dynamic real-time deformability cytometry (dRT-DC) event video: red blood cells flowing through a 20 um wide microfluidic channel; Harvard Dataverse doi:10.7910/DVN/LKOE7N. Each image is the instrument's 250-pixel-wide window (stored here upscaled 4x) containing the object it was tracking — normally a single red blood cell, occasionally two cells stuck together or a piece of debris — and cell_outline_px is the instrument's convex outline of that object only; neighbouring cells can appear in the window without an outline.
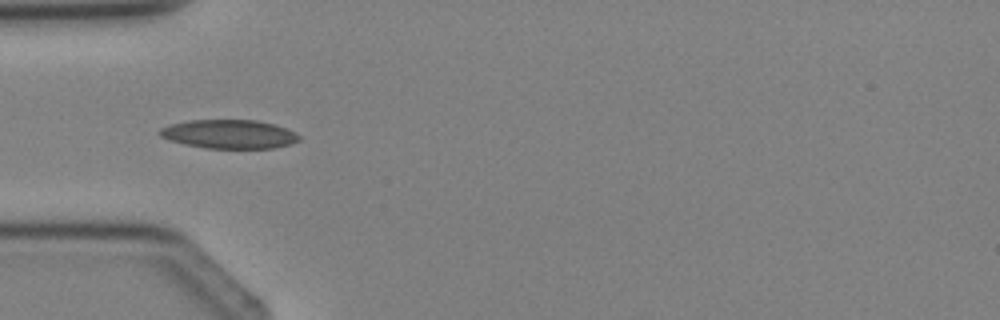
{"species": "Egyptian fruit bat (a non-hibernating species)", "species_latin": "Rousettus aegyptiacus", "temperature_condition": "cold", "stored_images_in_passage": 3, "camera_frame_rate_fps": 3000, "um_per_image_px": 0.085, "animal": {"sex": "female"}, "frame": {"image": 1, "passage_image": 3, "time_ms": 2.333, "image_size_px": [1000, 320], "cell_outline_px": [[300, 140], [292, 144], [272, 148], [204, 148], [184, 144], [168, 140], [160, 136], [160, 128], [168, 124], [188, 120], [256, 120], [276, 124], [300, 136]], "centroid_in_image_um": [19.45, 11.4], "position_along_channel_um": 65.6, "area_um2": 23.47}}